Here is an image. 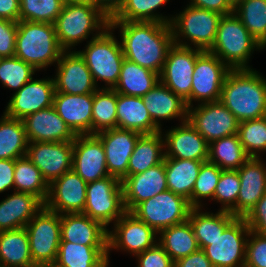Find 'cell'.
<instances>
[{
  "mask_svg": "<svg viewBox=\"0 0 266 267\" xmlns=\"http://www.w3.org/2000/svg\"><path fill=\"white\" fill-rule=\"evenodd\" d=\"M117 127V92L98 88L92 105V134Z\"/></svg>",
  "mask_w": 266,
  "mask_h": 267,
  "instance_id": "cell-43",
  "label": "cell"
},
{
  "mask_svg": "<svg viewBox=\"0 0 266 267\" xmlns=\"http://www.w3.org/2000/svg\"><path fill=\"white\" fill-rule=\"evenodd\" d=\"M233 13L266 50V0H238Z\"/></svg>",
  "mask_w": 266,
  "mask_h": 267,
  "instance_id": "cell-42",
  "label": "cell"
},
{
  "mask_svg": "<svg viewBox=\"0 0 266 267\" xmlns=\"http://www.w3.org/2000/svg\"><path fill=\"white\" fill-rule=\"evenodd\" d=\"M94 94L54 93L53 107L75 135L92 134Z\"/></svg>",
  "mask_w": 266,
  "mask_h": 267,
  "instance_id": "cell-26",
  "label": "cell"
},
{
  "mask_svg": "<svg viewBox=\"0 0 266 267\" xmlns=\"http://www.w3.org/2000/svg\"><path fill=\"white\" fill-rule=\"evenodd\" d=\"M249 158L237 134L209 143L207 161L216 164L222 170H237Z\"/></svg>",
  "mask_w": 266,
  "mask_h": 267,
  "instance_id": "cell-39",
  "label": "cell"
},
{
  "mask_svg": "<svg viewBox=\"0 0 266 267\" xmlns=\"http://www.w3.org/2000/svg\"><path fill=\"white\" fill-rule=\"evenodd\" d=\"M44 204L34 195L13 191L0 200V232L26 227Z\"/></svg>",
  "mask_w": 266,
  "mask_h": 267,
  "instance_id": "cell-28",
  "label": "cell"
},
{
  "mask_svg": "<svg viewBox=\"0 0 266 267\" xmlns=\"http://www.w3.org/2000/svg\"><path fill=\"white\" fill-rule=\"evenodd\" d=\"M19 14V0H0V19L18 22Z\"/></svg>",
  "mask_w": 266,
  "mask_h": 267,
  "instance_id": "cell-56",
  "label": "cell"
},
{
  "mask_svg": "<svg viewBox=\"0 0 266 267\" xmlns=\"http://www.w3.org/2000/svg\"><path fill=\"white\" fill-rule=\"evenodd\" d=\"M114 33L109 26L99 36L88 40L84 49L77 50L98 88L112 89L117 84L125 59L120 40ZM100 82L104 84L101 86Z\"/></svg>",
  "mask_w": 266,
  "mask_h": 267,
  "instance_id": "cell-6",
  "label": "cell"
},
{
  "mask_svg": "<svg viewBox=\"0 0 266 267\" xmlns=\"http://www.w3.org/2000/svg\"><path fill=\"white\" fill-rule=\"evenodd\" d=\"M65 3L88 4L99 8V0H64Z\"/></svg>",
  "mask_w": 266,
  "mask_h": 267,
  "instance_id": "cell-58",
  "label": "cell"
},
{
  "mask_svg": "<svg viewBox=\"0 0 266 267\" xmlns=\"http://www.w3.org/2000/svg\"><path fill=\"white\" fill-rule=\"evenodd\" d=\"M250 157L239 169L240 189L237 197V217L245 218L266 193V161Z\"/></svg>",
  "mask_w": 266,
  "mask_h": 267,
  "instance_id": "cell-23",
  "label": "cell"
},
{
  "mask_svg": "<svg viewBox=\"0 0 266 267\" xmlns=\"http://www.w3.org/2000/svg\"><path fill=\"white\" fill-rule=\"evenodd\" d=\"M53 75L55 93L94 94L98 89L84 58L78 51H63Z\"/></svg>",
  "mask_w": 266,
  "mask_h": 267,
  "instance_id": "cell-16",
  "label": "cell"
},
{
  "mask_svg": "<svg viewBox=\"0 0 266 267\" xmlns=\"http://www.w3.org/2000/svg\"><path fill=\"white\" fill-rule=\"evenodd\" d=\"M109 21L110 18L98 7L65 3L54 23L58 43L64 51L77 50L80 43L99 36L109 27Z\"/></svg>",
  "mask_w": 266,
  "mask_h": 267,
  "instance_id": "cell-3",
  "label": "cell"
},
{
  "mask_svg": "<svg viewBox=\"0 0 266 267\" xmlns=\"http://www.w3.org/2000/svg\"><path fill=\"white\" fill-rule=\"evenodd\" d=\"M118 30L124 57L155 73L162 72L169 48L174 44L170 24L145 21H109Z\"/></svg>",
  "mask_w": 266,
  "mask_h": 267,
  "instance_id": "cell-1",
  "label": "cell"
},
{
  "mask_svg": "<svg viewBox=\"0 0 266 267\" xmlns=\"http://www.w3.org/2000/svg\"><path fill=\"white\" fill-rule=\"evenodd\" d=\"M164 139L161 131L142 134L129 158L127 176L139 174L164 161Z\"/></svg>",
  "mask_w": 266,
  "mask_h": 267,
  "instance_id": "cell-36",
  "label": "cell"
},
{
  "mask_svg": "<svg viewBox=\"0 0 266 267\" xmlns=\"http://www.w3.org/2000/svg\"><path fill=\"white\" fill-rule=\"evenodd\" d=\"M72 170L86 183L110 176L103 144L96 134L76 135L73 141Z\"/></svg>",
  "mask_w": 266,
  "mask_h": 267,
  "instance_id": "cell-20",
  "label": "cell"
},
{
  "mask_svg": "<svg viewBox=\"0 0 266 267\" xmlns=\"http://www.w3.org/2000/svg\"><path fill=\"white\" fill-rule=\"evenodd\" d=\"M117 128L133 130L140 134L161 131L152 121L142 97L117 93Z\"/></svg>",
  "mask_w": 266,
  "mask_h": 267,
  "instance_id": "cell-31",
  "label": "cell"
},
{
  "mask_svg": "<svg viewBox=\"0 0 266 267\" xmlns=\"http://www.w3.org/2000/svg\"><path fill=\"white\" fill-rule=\"evenodd\" d=\"M174 267H213L203 249L191 253L190 255L178 259L174 262Z\"/></svg>",
  "mask_w": 266,
  "mask_h": 267,
  "instance_id": "cell-55",
  "label": "cell"
},
{
  "mask_svg": "<svg viewBox=\"0 0 266 267\" xmlns=\"http://www.w3.org/2000/svg\"><path fill=\"white\" fill-rule=\"evenodd\" d=\"M240 178L237 170H222L214 192L213 201L219 203L220 211H227L237 217V197Z\"/></svg>",
  "mask_w": 266,
  "mask_h": 267,
  "instance_id": "cell-48",
  "label": "cell"
},
{
  "mask_svg": "<svg viewBox=\"0 0 266 267\" xmlns=\"http://www.w3.org/2000/svg\"><path fill=\"white\" fill-rule=\"evenodd\" d=\"M187 121L211 143L237 134L239 121L218 100L188 107Z\"/></svg>",
  "mask_w": 266,
  "mask_h": 267,
  "instance_id": "cell-15",
  "label": "cell"
},
{
  "mask_svg": "<svg viewBox=\"0 0 266 267\" xmlns=\"http://www.w3.org/2000/svg\"><path fill=\"white\" fill-rule=\"evenodd\" d=\"M38 72L32 65L16 56L0 58V83L2 87L16 91L20 90Z\"/></svg>",
  "mask_w": 266,
  "mask_h": 267,
  "instance_id": "cell-45",
  "label": "cell"
},
{
  "mask_svg": "<svg viewBox=\"0 0 266 267\" xmlns=\"http://www.w3.org/2000/svg\"><path fill=\"white\" fill-rule=\"evenodd\" d=\"M230 70L216 55L203 51L197 57L194 66L191 107L194 103L198 105L218 101L223 83Z\"/></svg>",
  "mask_w": 266,
  "mask_h": 267,
  "instance_id": "cell-14",
  "label": "cell"
},
{
  "mask_svg": "<svg viewBox=\"0 0 266 267\" xmlns=\"http://www.w3.org/2000/svg\"><path fill=\"white\" fill-rule=\"evenodd\" d=\"M170 0H126L120 10L110 18V21H145L170 24L173 14L160 13Z\"/></svg>",
  "mask_w": 266,
  "mask_h": 267,
  "instance_id": "cell-40",
  "label": "cell"
},
{
  "mask_svg": "<svg viewBox=\"0 0 266 267\" xmlns=\"http://www.w3.org/2000/svg\"><path fill=\"white\" fill-rule=\"evenodd\" d=\"M17 22L0 19V58L15 56Z\"/></svg>",
  "mask_w": 266,
  "mask_h": 267,
  "instance_id": "cell-51",
  "label": "cell"
},
{
  "mask_svg": "<svg viewBox=\"0 0 266 267\" xmlns=\"http://www.w3.org/2000/svg\"><path fill=\"white\" fill-rule=\"evenodd\" d=\"M54 263L62 267H109L108 245H82L60 241Z\"/></svg>",
  "mask_w": 266,
  "mask_h": 267,
  "instance_id": "cell-30",
  "label": "cell"
},
{
  "mask_svg": "<svg viewBox=\"0 0 266 267\" xmlns=\"http://www.w3.org/2000/svg\"><path fill=\"white\" fill-rule=\"evenodd\" d=\"M19 20L54 24L64 0H19Z\"/></svg>",
  "mask_w": 266,
  "mask_h": 267,
  "instance_id": "cell-46",
  "label": "cell"
},
{
  "mask_svg": "<svg viewBox=\"0 0 266 267\" xmlns=\"http://www.w3.org/2000/svg\"><path fill=\"white\" fill-rule=\"evenodd\" d=\"M28 139L23 120L4 113L0 117V159H18L26 156Z\"/></svg>",
  "mask_w": 266,
  "mask_h": 267,
  "instance_id": "cell-38",
  "label": "cell"
},
{
  "mask_svg": "<svg viewBox=\"0 0 266 267\" xmlns=\"http://www.w3.org/2000/svg\"><path fill=\"white\" fill-rule=\"evenodd\" d=\"M159 82L158 73L125 58L117 84L112 89L122 95L143 97Z\"/></svg>",
  "mask_w": 266,
  "mask_h": 267,
  "instance_id": "cell-34",
  "label": "cell"
},
{
  "mask_svg": "<svg viewBox=\"0 0 266 267\" xmlns=\"http://www.w3.org/2000/svg\"><path fill=\"white\" fill-rule=\"evenodd\" d=\"M26 156L50 184L72 170L73 142H29Z\"/></svg>",
  "mask_w": 266,
  "mask_h": 267,
  "instance_id": "cell-18",
  "label": "cell"
},
{
  "mask_svg": "<svg viewBox=\"0 0 266 267\" xmlns=\"http://www.w3.org/2000/svg\"><path fill=\"white\" fill-rule=\"evenodd\" d=\"M46 77H33L20 90L12 93L3 113L23 120L34 112L53 106L54 80L52 76Z\"/></svg>",
  "mask_w": 266,
  "mask_h": 267,
  "instance_id": "cell-17",
  "label": "cell"
},
{
  "mask_svg": "<svg viewBox=\"0 0 266 267\" xmlns=\"http://www.w3.org/2000/svg\"><path fill=\"white\" fill-rule=\"evenodd\" d=\"M14 159H0V194L14 191Z\"/></svg>",
  "mask_w": 266,
  "mask_h": 267,
  "instance_id": "cell-54",
  "label": "cell"
},
{
  "mask_svg": "<svg viewBox=\"0 0 266 267\" xmlns=\"http://www.w3.org/2000/svg\"><path fill=\"white\" fill-rule=\"evenodd\" d=\"M174 15L170 22L174 44L202 51L212 48L223 15L189 4Z\"/></svg>",
  "mask_w": 266,
  "mask_h": 267,
  "instance_id": "cell-7",
  "label": "cell"
},
{
  "mask_svg": "<svg viewBox=\"0 0 266 267\" xmlns=\"http://www.w3.org/2000/svg\"><path fill=\"white\" fill-rule=\"evenodd\" d=\"M108 230V262L110 254L126 252L131 256L153 247L158 242V233L133 213L125 212ZM111 229V230H110Z\"/></svg>",
  "mask_w": 266,
  "mask_h": 267,
  "instance_id": "cell-11",
  "label": "cell"
},
{
  "mask_svg": "<svg viewBox=\"0 0 266 267\" xmlns=\"http://www.w3.org/2000/svg\"><path fill=\"white\" fill-rule=\"evenodd\" d=\"M205 209L192 208L188 217L200 249L208 246L237 218L227 211L214 213Z\"/></svg>",
  "mask_w": 266,
  "mask_h": 267,
  "instance_id": "cell-32",
  "label": "cell"
},
{
  "mask_svg": "<svg viewBox=\"0 0 266 267\" xmlns=\"http://www.w3.org/2000/svg\"><path fill=\"white\" fill-rule=\"evenodd\" d=\"M87 183L73 170L64 173L49 184L44 207L62 214L83 213Z\"/></svg>",
  "mask_w": 266,
  "mask_h": 267,
  "instance_id": "cell-19",
  "label": "cell"
},
{
  "mask_svg": "<svg viewBox=\"0 0 266 267\" xmlns=\"http://www.w3.org/2000/svg\"><path fill=\"white\" fill-rule=\"evenodd\" d=\"M47 267H62V266H58L57 264H51V265H48Z\"/></svg>",
  "mask_w": 266,
  "mask_h": 267,
  "instance_id": "cell-59",
  "label": "cell"
},
{
  "mask_svg": "<svg viewBox=\"0 0 266 267\" xmlns=\"http://www.w3.org/2000/svg\"><path fill=\"white\" fill-rule=\"evenodd\" d=\"M161 133L164 139L165 157L208 160L209 143L188 121L171 126L167 131L162 129Z\"/></svg>",
  "mask_w": 266,
  "mask_h": 267,
  "instance_id": "cell-21",
  "label": "cell"
},
{
  "mask_svg": "<svg viewBox=\"0 0 266 267\" xmlns=\"http://www.w3.org/2000/svg\"><path fill=\"white\" fill-rule=\"evenodd\" d=\"M61 241L82 245H108V229L82 213L61 215Z\"/></svg>",
  "mask_w": 266,
  "mask_h": 267,
  "instance_id": "cell-29",
  "label": "cell"
},
{
  "mask_svg": "<svg viewBox=\"0 0 266 267\" xmlns=\"http://www.w3.org/2000/svg\"><path fill=\"white\" fill-rule=\"evenodd\" d=\"M28 142H73L76 135L53 106L23 119Z\"/></svg>",
  "mask_w": 266,
  "mask_h": 267,
  "instance_id": "cell-25",
  "label": "cell"
},
{
  "mask_svg": "<svg viewBox=\"0 0 266 267\" xmlns=\"http://www.w3.org/2000/svg\"><path fill=\"white\" fill-rule=\"evenodd\" d=\"M0 266L36 267L25 227L0 232Z\"/></svg>",
  "mask_w": 266,
  "mask_h": 267,
  "instance_id": "cell-35",
  "label": "cell"
},
{
  "mask_svg": "<svg viewBox=\"0 0 266 267\" xmlns=\"http://www.w3.org/2000/svg\"><path fill=\"white\" fill-rule=\"evenodd\" d=\"M187 4L196 8L214 11L221 15L234 12V2L232 0H189Z\"/></svg>",
  "mask_w": 266,
  "mask_h": 267,
  "instance_id": "cell-53",
  "label": "cell"
},
{
  "mask_svg": "<svg viewBox=\"0 0 266 267\" xmlns=\"http://www.w3.org/2000/svg\"><path fill=\"white\" fill-rule=\"evenodd\" d=\"M14 191L32 194L43 204L47 199L49 184L27 156L15 160Z\"/></svg>",
  "mask_w": 266,
  "mask_h": 267,
  "instance_id": "cell-41",
  "label": "cell"
},
{
  "mask_svg": "<svg viewBox=\"0 0 266 267\" xmlns=\"http://www.w3.org/2000/svg\"><path fill=\"white\" fill-rule=\"evenodd\" d=\"M192 208L186 198L166 190L142 201L131 213L159 233L188 220Z\"/></svg>",
  "mask_w": 266,
  "mask_h": 267,
  "instance_id": "cell-10",
  "label": "cell"
},
{
  "mask_svg": "<svg viewBox=\"0 0 266 267\" xmlns=\"http://www.w3.org/2000/svg\"><path fill=\"white\" fill-rule=\"evenodd\" d=\"M96 135L103 144L109 175L119 178L122 182L127 177L129 158L142 134L116 127Z\"/></svg>",
  "mask_w": 266,
  "mask_h": 267,
  "instance_id": "cell-22",
  "label": "cell"
},
{
  "mask_svg": "<svg viewBox=\"0 0 266 267\" xmlns=\"http://www.w3.org/2000/svg\"><path fill=\"white\" fill-rule=\"evenodd\" d=\"M250 228L245 218L237 217L203 250L213 267H244Z\"/></svg>",
  "mask_w": 266,
  "mask_h": 267,
  "instance_id": "cell-13",
  "label": "cell"
},
{
  "mask_svg": "<svg viewBox=\"0 0 266 267\" xmlns=\"http://www.w3.org/2000/svg\"><path fill=\"white\" fill-rule=\"evenodd\" d=\"M245 220L251 231L266 235V193L259 199Z\"/></svg>",
  "mask_w": 266,
  "mask_h": 267,
  "instance_id": "cell-52",
  "label": "cell"
},
{
  "mask_svg": "<svg viewBox=\"0 0 266 267\" xmlns=\"http://www.w3.org/2000/svg\"><path fill=\"white\" fill-rule=\"evenodd\" d=\"M125 212L123 187L119 178L110 175L87 183L86 203L82 214L100 222L109 230V226Z\"/></svg>",
  "mask_w": 266,
  "mask_h": 267,
  "instance_id": "cell-8",
  "label": "cell"
},
{
  "mask_svg": "<svg viewBox=\"0 0 266 267\" xmlns=\"http://www.w3.org/2000/svg\"><path fill=\"white\" fill-rule=\"evenodd\" d=\"M244 267H266V235L250 230Z\"/></svg>",
  "mask_w": 266,
  "mask_h": 267,
  "instance_id": "cell-49",
  "label": "cell"
},
{
  "mask_svg": "<svg viewBox=\"0 0 266 267\" xmlns=\"http://www.w3.org/2000/svg\"><path fill=\"white\" fill-rule=\"evenodd\" d=\"M158 243L174 262L199 249L189 220L161 230L158 233Z\"/></svg>",
  "mask_w": 266,
  "mask_h": 267,
  "instance_id": "cell-37",
  "label": "cell"
},
{
  "mask_svg": "<svg viewBox=\"0 0 266 267\" xmlns=\"http://www.w3.org/2000/svg\"><path fill=\"white\" fill-rule=\"evenodd\" d=\"M126 0H99V8L112 18L124 5Z\"/></svg>",
  "mask_w": 266,
  "mask_h": 267,
  "instance_id": "cell-57",
  "label": "cell"
},
{
  "mask_svg": "<svg viewBox=\"0 0 266 267\" xmlns=\"http://www.w3.org/2000/svg\"><path fill=\"white\" fill-rule=\"evenodd\" d=\"M135 258L137 267H174V261L158 242Z\"/></svg>",
  "mask_w": 266,
  "mask_h": 267,
  "instance_id": "cell-50",
  "label": "cell"
},
{
  "mask_svg": "<svg viewBox=\"0 0 266 267\" xmlns=\"http://www.w3.org/2000/svg\"><path fill=\"white\" fill-rule=\"evenodd\" d=\"M219 101L239 122L266 117V77L252 69H231Z\"/></svg>",
  "mask_w": 266,
  "mask_h": 267,
  "instance_id": "cell-2",
  "label": "cell"
},
{
  "mask_svg": "<svg viewBox=\"0 0 266 267\" xmlns=\"http://www.w3.org/2000/svg\"><path fill=\"white\" fill-rule=\"evenodd\" d=\"M122 187L127 212L142 201L168 190L164 161L142 173L127 176L122 181Z\"/></svg>",
  "mask_w": 266,
  "mask_h": 267,
  "instance_id": "cell-24",
  "label": "cell"
},
{
  "mask_svg": "<svg viewBox=\"0 0 266 267\" xmlns=\"http://www.w3.org/2000/svg\"><path fill=\"white\" fill-rule=\"evenodd\" d=\"M203 51L173 44L167 53L160 82L179 95L191 107V87L197 57Z\"/></svg>",
  "mask_w": 266,
  "mask_h": 267,
  "instance_id": "cell-12",
  "label": "cell"
},
{
  "mask_svg": "<svg viewBox=\"0 0 266 267\" xmlns=\"http://www.w3.org/2000/svg\"><path fill=\"white\" fill-rule=\"evenodd\" d=\"M265 48L249 33L241 20L234 14L223 15L217 35L209 50L230 69H252L251 58L255 51ZM250 61V62H249Z\"/></svg>",
  "mask_w": 266,
  "mask_h": 267,
  "instance_id": "cell-5",
  "label": "cell"
},
{
  "mask_svg": "<svg viewBox=\"0 0 266 267\" xmlns=\"http://www.w3.org/2000/svg\"><path fill=\"white\" fill-rule=\"evenodd\" d=\"M204 162L206 161L165 157L164 165L168 190L183 196L191 205L193 187Z\"/></svg>",
  "mask_w": 266,
  "mask_h": 267,
  "instance_id": "cell-33",
  "label": "cell"
},
{
  "mask_svg": "<svg viewBox=\"0 0 266 267\" xmlns=\"http://www.w3.org/2000/svg\"><path fill=\"white\" fill-rule=\"evenodd\" d=\"M25 228L34 265L54 264L61 241V215L43 206Z\"/></svg>",
  "mask_w": 266,
  "mask_h": 267,
  "instance_id": "cell-9",
  "label": "cell"
},
{
  "mask_svg": "<svg viewBox=\"0 0 266 267\" xmlns=\"http://www.w3.org/2000/svg\"><path fill=\"white\" fill-rule=\"evenodd\" d=\"M142 99L153 123L160 130L163 128V124H161L163 120L177 119L181 123L187 121L188 107L186 102L161 82L145 94Z\"/></svg>",
  "mask_w": 266,
  "mask_h": 267,
  "instance_id": "cell-27",
  "label": "cell"
},
{
  "mask_svg": "<svg viewBox=\"0 0 266 267\" xmlns=\"http://www.w3.org/2000/svg\"><path fill=\"white\" fill-rule=\"evenodd\" d=\"M221 172V168L209 161L201 165L191 194V206L193 208H204L207 206V203L204 204V200H213Z\"/></svg>",
  "mask_w": 266,
  "mask_h": 267,
  "instance_id": "cell-47",
  "label": "cell"
},
{
  "mask_svg": "<svg viewBox=\"0 0 266 267\" xmlns=\"http://www.w3.org/2000/svg\"><path fill=\"white\" fill-rule=\"evenodd\" d=\"M15 44V56L38 72L55 66L64 51L58 43L54 24L50 23L19 20Z\"/></svg>",
  "mask_w": 266,
  "mask_h": 267,
  "instance_id": "cell-4",
  "label": "cell"
},
{
  "mask_svg": "<svg viewBox=\"0 0 266 267\" xmlns=\"http://www.w3.org/2000/svg\"><path fill=\"white\" fill-rule=\"evenodd\" d=\"M237 135L249 157L262 158L266 152V117L239 122Z\"/></svg>",
  "mask_w": 266,
  "mask_h": 267,
  "instance_id": "cell-44",
  "label": "cell"
}]
</instances>
